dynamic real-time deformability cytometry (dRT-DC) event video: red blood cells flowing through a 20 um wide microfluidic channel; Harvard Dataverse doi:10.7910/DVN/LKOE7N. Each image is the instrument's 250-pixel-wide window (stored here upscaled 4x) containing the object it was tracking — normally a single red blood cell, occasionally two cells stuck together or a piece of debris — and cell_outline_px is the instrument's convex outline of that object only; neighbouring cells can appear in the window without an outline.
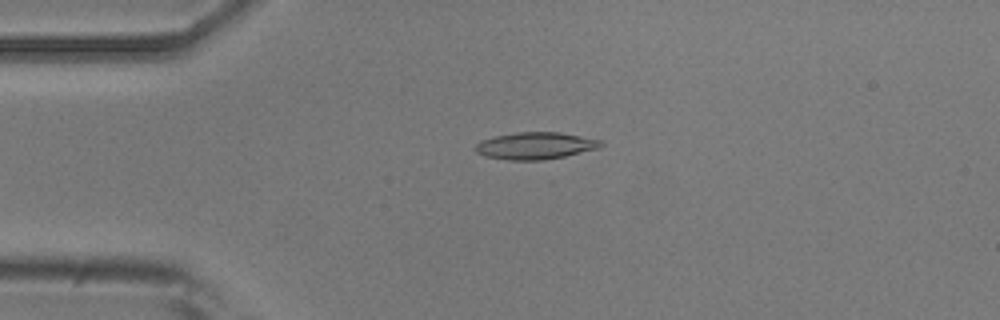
{"species": "common noctule bat (a hibernating species)", "species_latin": "Nyctalus noctula", "temperature_condition": "room temperature", "stored_images_in_passage": 5, "camera_frame_rate_fps": 3000, "um_per_image_px": 0.085, "animal": {"sex": "male", "body_mass_g": 20.5, "forearm_length_mm": 52.5}, "frame": {"image": 1, "passage_image": 3, "time_ms": 0.667, "image_size_px": [1000, 320], "cell_outline_px": [[604, 144], [600, 148], [564, 156], [544, 160], [508, 160], [484, 156], [476, 152], [476, 144], [480, 140], [492, 136], [516, 132], [560, 132], [600, 140]], "centroid_in_image_um": [45.48, 12.38], "position_along_channel_um": 39.5, "area_um2": 19.83}}